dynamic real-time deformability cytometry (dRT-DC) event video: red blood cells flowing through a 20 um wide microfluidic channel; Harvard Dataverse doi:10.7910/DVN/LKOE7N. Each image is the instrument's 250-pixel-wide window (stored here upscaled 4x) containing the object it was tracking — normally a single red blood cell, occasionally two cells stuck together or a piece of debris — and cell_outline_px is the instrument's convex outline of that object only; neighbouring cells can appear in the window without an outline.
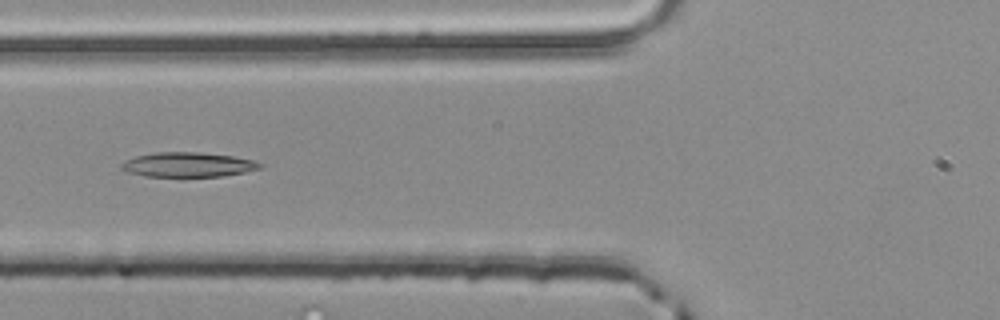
{"species": "common noctule bat (a hibernating species)", "species_latin": "Nyctalus noctula", "temperature_condition": "room temperature", "stored_images_in_passage": 4, "camera_frame_rate_fps": 3000, "um_per_image_px": 0.085, "animal": {"sex": "male", "body_mass_g": 20.4}, "frame": {"image": 1, "passage_image": 4, "time_ms": 1.0, "image_size_px": [1000, 320], "cell_outline_px": [[264, 164], [260, 168], [244, 172], [224, 176], [144, 176], [128, 172], [120, 168], [120, 164], [136, 156], [156, 152], [196, 152], [232, 156], [252, 160]], "centroid_in_image_um": [15.97, 13.99], "position_along_channel_um": 109.8, "area_um2": 19.65}}